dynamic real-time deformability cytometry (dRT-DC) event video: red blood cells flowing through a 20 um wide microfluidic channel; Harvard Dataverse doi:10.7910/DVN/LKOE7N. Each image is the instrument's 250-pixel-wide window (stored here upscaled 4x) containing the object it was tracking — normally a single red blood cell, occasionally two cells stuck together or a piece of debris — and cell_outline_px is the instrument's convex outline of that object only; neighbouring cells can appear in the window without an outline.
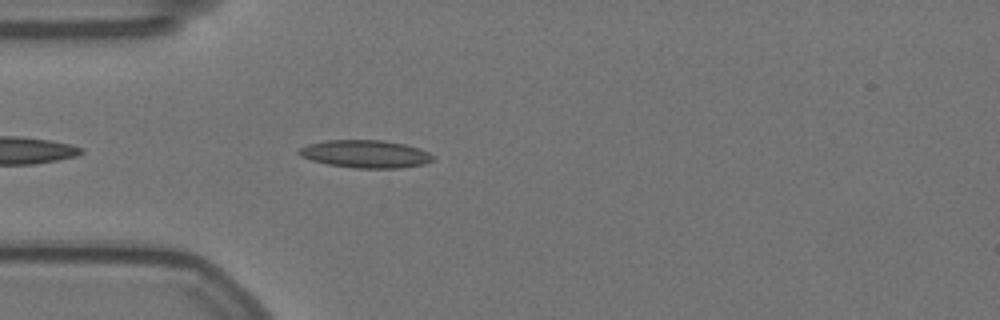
{"species": "Egyptian fruit bat (a non-hibernating species)", "species_latin": "Rousettus aegyptiacus", "temperature_condition": "warm", "stored_images_in_passage": 45, "camera_frame_rate_fps": 3000, "um_per_image_px": 0.085, "animal": {"sex": "female"}, "frame": {"image": 1, "passage_image": 4, "time_ms": 1.0, "image_size_px": [1000, 320], "cell_outline_px": [[436, 156], [432, 160], [424, 164], [400, 168], [352, 168], [328, 164], [312, 160], [300, 156], [296, 152], [300, 148], [308, 144], [324, 140], [384, 140], [404, 144], [420, 148]], "centroid_in_image_um": [31.07, 13.08], "position_along_channel_um": 53.9, "area_um2": 21.79}}
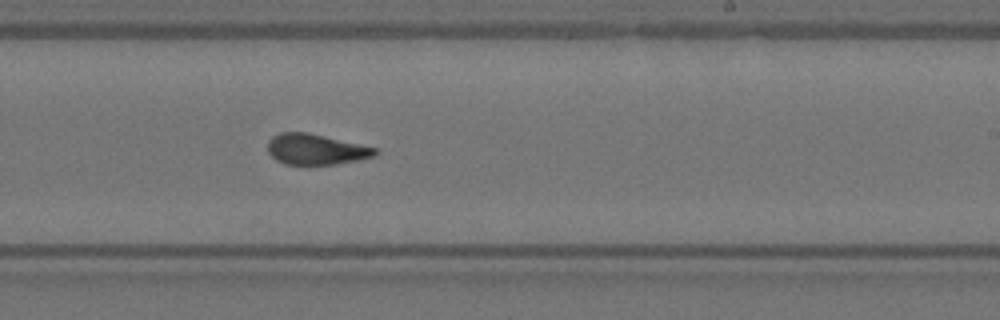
{"frame": {"image": 2, "passage_image": 22, "time_ms": 7.0, "image_size_px": [1000, 320], "cell_outline_px": [[380, 152], [376, 156], [336, 164], [284, 164], [276, 160], [268, 152], [268, 140], [272, 136], [280, 132], [308, 132], [360, 144], [376, 148]], "centroid_in_image_um": [26.84, 12.68], "position_along_channel_um": 262.2, "area_um2": 19.19}}
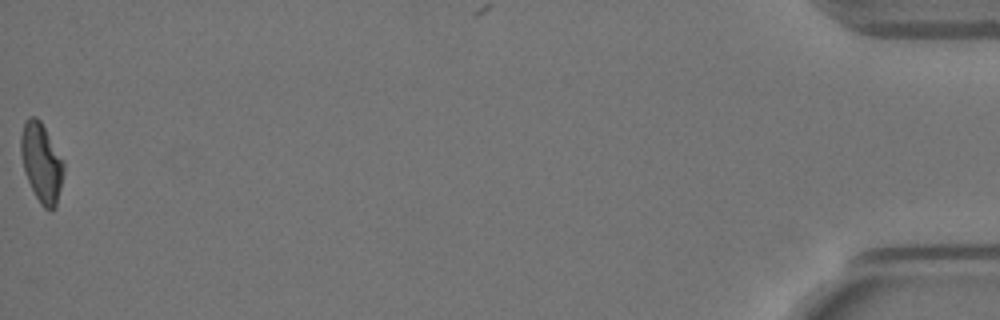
{"frame": {"image": 3, "passage_image": 45, "time_ms": 14.667, "image_size_px": [1000, 320], "cell_outline_px": [[64, 172], [56, 208], [52, 212], [44, 208], [40, 204], [24, 172], [20, 152], [20, 136], [24, 124], [28, 116], [36, 116], [40, 120], [64, 160]], "centroid_in_image_um": [3.53, 13.83], "position_along_channel_um": 431.7, "area_um2": 19.94}, "authors_computed_cell_mechanics": {"area_um2": 19.652, "velocity_mm_per_s": 3.5505, "shape_relaxation_time_tau1_ms": null, "shape_relaxation_time_tau2_ms": 1.7434, "deformation_change_tau1": null, "deformation_change_tau2": 0.1029}}